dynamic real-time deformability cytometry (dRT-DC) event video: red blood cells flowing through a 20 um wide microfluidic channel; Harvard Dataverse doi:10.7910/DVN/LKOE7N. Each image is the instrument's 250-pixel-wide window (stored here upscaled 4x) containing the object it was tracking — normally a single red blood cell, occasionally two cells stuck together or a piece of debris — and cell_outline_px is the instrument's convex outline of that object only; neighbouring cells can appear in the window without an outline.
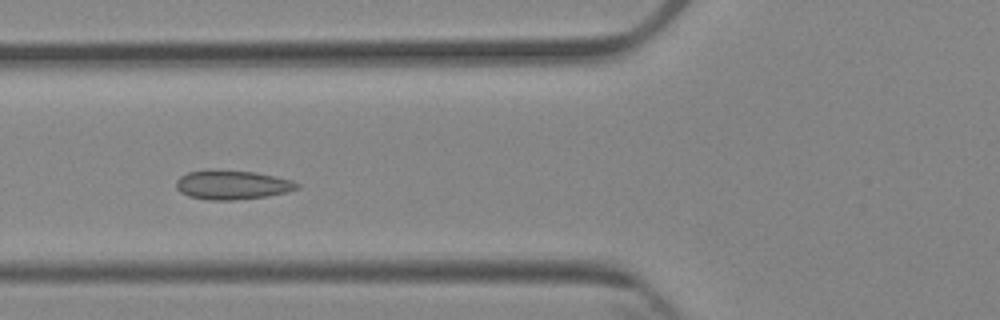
{"species": "Egyptian fruit bat (a non-hibernating species)", "species_latin": "Rousettus aegyptiacus", "temperature_condition": "cold", "stored_images_in_passage": 6, "camera_frame_rate_fps": 3000, "um_per_image_px": 0.085, "animal": {"sex": "female"}, "frame": {"image": 1, "passage_image": 4, "time_ms": 3.333, "image_size_px": [1000, 320], "cell_outline_px": [[300, 188], [288, 192], [268, 196], [236, 200], [208, 200], [188, 196], [180, 192], [176, 188], [176, 180], [180, 176], [188, 172], [212, 168], [256, 172], [276, 176], [292, 180], [300, 184]], "centroid_in_image_um": [19.74, 15.7], "position_along_channel_um": 106.1, "area_um2": 21.1}}
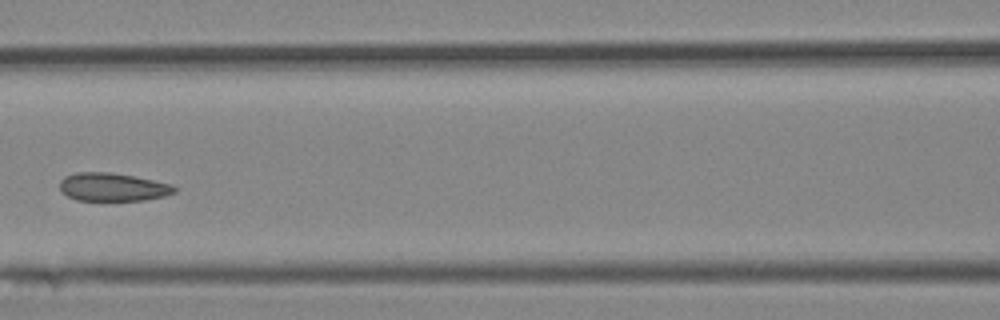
{"frame": {"image": 2, "passage_image": 5, "time_ms": 4.667, "image_size_px": [1000, 320], "cell_outline_px": [[176, 192], [164, 196], [144, 200], [76, 200], [68, 196], [60, 188], [60, 180], [64, 176], [76, 172], [112, 172], [172, 184], [176, 188]], "centroid_in_image_um": [9.57, 15.89], "position_along_channel_um": 157.0, "area_um2": 18.73}}
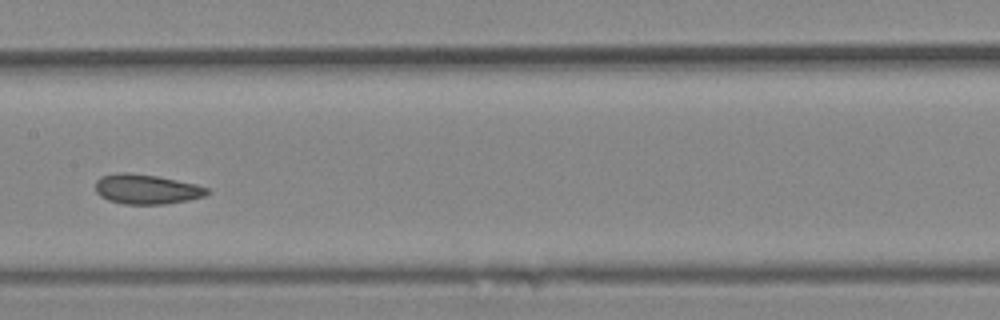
{"frame": {"image": 3, "passage_image": 6, "time_ms": 5.667, "image_size_px": [1000, 320], "cell_outline_px": [[212, 192], [204, 196], [188, 200], [164, 204], [124, 204], [108, 200], [100, 196], [96, 192], [96, 180], [100, 176], [116, 172], [128, 172], [156, 176], [196, 184], [208, 188]], "centroid_in_image_um": [12.44, 16.07], "position_along_channel_um": 195.0, "area_um2": 19.48}}